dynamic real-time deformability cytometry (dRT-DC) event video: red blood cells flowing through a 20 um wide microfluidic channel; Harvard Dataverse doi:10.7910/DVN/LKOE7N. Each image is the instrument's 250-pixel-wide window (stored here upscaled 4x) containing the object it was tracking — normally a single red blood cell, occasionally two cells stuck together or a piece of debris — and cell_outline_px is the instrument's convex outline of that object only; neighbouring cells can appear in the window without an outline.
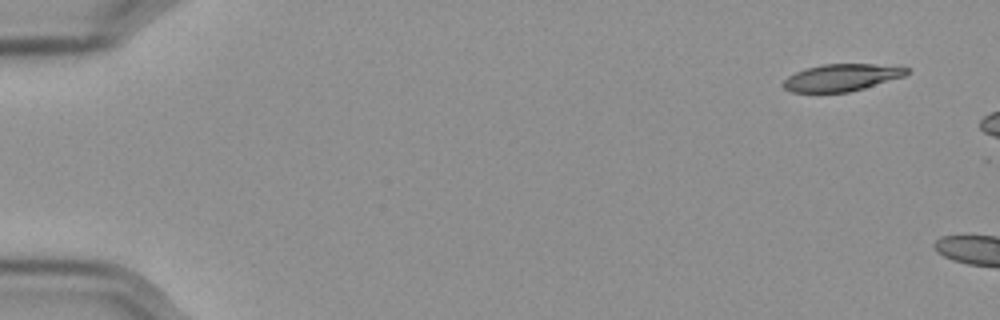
{"species": "Egyptian fruit bat (a non-hibernating species)", "species_latin": "Rousettus aegyptiacus", "temperature_condition": "cold", "stored_images_in_passage": 5, "camera_frame_rate_fps": 3000, "um_per_image_px": 0.085, "frame": {"image": 1, "passage_image": 1, "time_ms": 0.0, "image_size_px": [1000, 320], "cell_outline_px": [[908, 72], [904, 76], [864, 88], [848, 92], [792, 92], [784, 88], [780, 84], [788, 76], [804, 68], [820, 64], [872, 64], [908, 68]], "centroid_in_image_um": [71.46, 6.59], "position_along_channel_um": 13.5, "area_um2": 19.36}}